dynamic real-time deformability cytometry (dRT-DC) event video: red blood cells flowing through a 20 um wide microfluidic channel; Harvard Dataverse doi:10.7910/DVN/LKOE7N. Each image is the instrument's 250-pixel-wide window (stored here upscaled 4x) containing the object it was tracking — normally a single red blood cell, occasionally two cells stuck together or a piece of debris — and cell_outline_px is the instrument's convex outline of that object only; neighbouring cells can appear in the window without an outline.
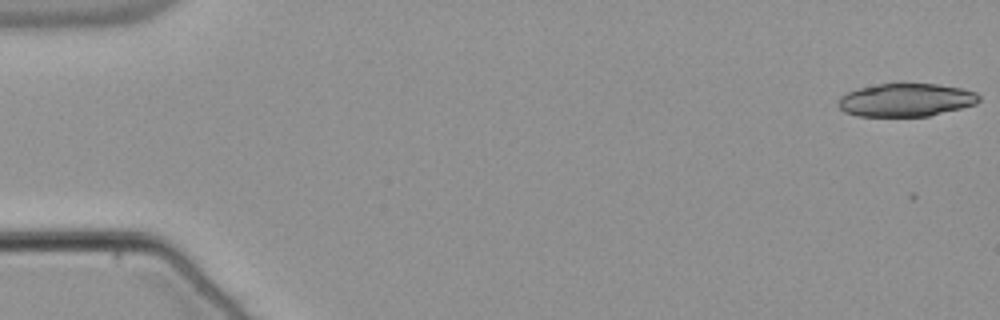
{"species": "common noctule bat (a hibernating species)", "species_latin": "Nyctalus noctula", "temperature_condition": "warm", "stored_images_in_passage": 52, "camera_frame_rate_fps": 3000, "um_per_image_px": 0.085, "animal": {"sex": "male", "body_mass_g": 21.5, "forearm_length_mm": 52.0}, "frame": {"image": 1, "passage_image": 1, "time_ms": 0.0, "image_size_px": [1000, 320], "cell_outline_px": [[980, 100], [976, 104], [928, 116], [856, 116], [844, 112], [836, 104], [840, 96], [848, 92], [860, 88], [880, 84], [940, 84], [960, 88], [976, 92], [980, 96]], "centroid_in_image_um": [76.99, 8.5], "position_along_channel_um": 8.0, "area_um2": 27.05}}